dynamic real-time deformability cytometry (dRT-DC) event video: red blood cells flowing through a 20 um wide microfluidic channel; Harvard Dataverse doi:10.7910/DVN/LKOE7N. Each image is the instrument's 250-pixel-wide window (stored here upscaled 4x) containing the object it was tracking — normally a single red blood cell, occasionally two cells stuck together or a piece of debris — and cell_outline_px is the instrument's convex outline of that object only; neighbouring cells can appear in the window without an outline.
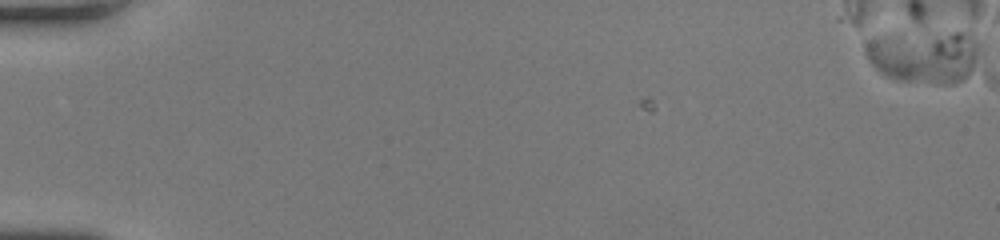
{"species": "human", "species_latin": "Homo sapiens", "temperature_condition": "room temperature", "stored_images_in_passage": 1, "camera_frame_rate_fps": 3000, "um_per_image_px": 0.085, "donor": {"sex": "female"}, "frame": {"image": 1, "passage_image": 1, "time_ms": 0.0, "image_size_px": [1000, 240], "cell_outline_px": [[976, 52], [972, 72], [960, 80], [952, 84], [940, 84], [896, 80], [880, 72], [868, 60], [864, 52], [864, 48], [872, 40], [956, 32], [960, 32], [976, 40]], "centroid_in_image_um": [78.57, 4.89], "position_along_channel_um": 6.4, "area_um2": 33.12}}